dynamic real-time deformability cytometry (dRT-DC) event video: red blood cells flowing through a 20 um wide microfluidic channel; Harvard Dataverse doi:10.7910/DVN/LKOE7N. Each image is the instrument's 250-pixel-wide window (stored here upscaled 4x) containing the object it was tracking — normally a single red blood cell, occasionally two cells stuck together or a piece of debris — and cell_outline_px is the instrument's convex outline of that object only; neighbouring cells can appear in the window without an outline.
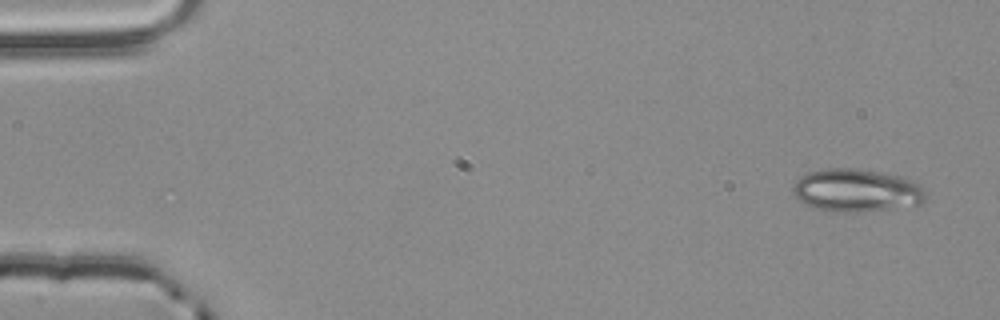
{"species": "common noctule bat (a hibernating species)", "species_latin": "Nyctalus noctula", "temperature_condition": "room temperature", "stored_images_in_passage": 4, "camera_frame_rate_fps": 3000, "um_per_image_px": 0.085, "animal": {"sex": "male", "body_mass_g": 20.4}, "frame": {"image": 1, "passage_image": 1, "time_ms": 0.0, "image_size_px": [1000, 320], "cell_outline_px": [[928, 196], [920, 204], [892, 208], [856, 212], [824, 212], [804, 204], [792, 192], [792, 188], [796, 180], [800, 176], [808, 172], [828, 168], [852, 168], [904, 176], [916, 180], [920, 184]], "centroid_in_image_um": [72.81, 16.18], "position_along_channel_um": 12.2, "area_um2": 33.58}}